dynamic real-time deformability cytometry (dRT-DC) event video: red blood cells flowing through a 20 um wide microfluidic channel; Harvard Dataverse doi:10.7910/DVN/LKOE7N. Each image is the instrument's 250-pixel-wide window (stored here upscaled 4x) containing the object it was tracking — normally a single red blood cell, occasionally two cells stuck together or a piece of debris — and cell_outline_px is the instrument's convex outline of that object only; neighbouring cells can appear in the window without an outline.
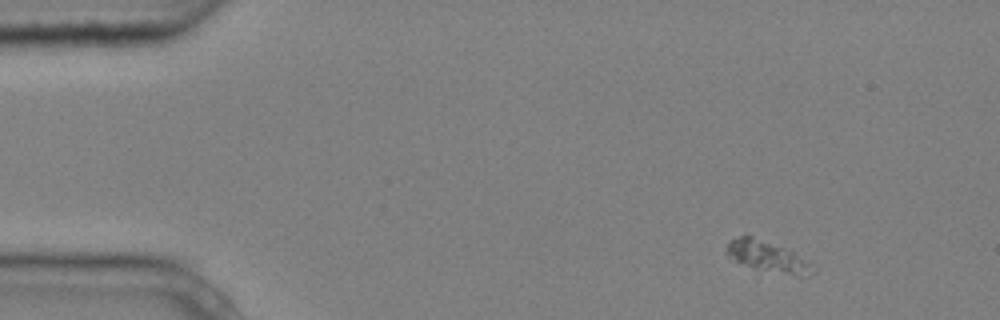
{"species": "common noctule bat (a hibernating species)", "species_latin": "Nyctalus noctula", "temperature_condition": "cold", "stored_images_in_passage": 8, "camera_frame_rate_fps": 3000, "um_per_image_px": 0.085, "animal": {"sex": "male", "body_mass_g": 20.4}, "frame": {"image": 1, "passage_image": 1, "time_ms": 0.0, "image_size_px": [1000, 320], "cell_outline_px": [[816, 268], [808, 276], [800, 276], [756, 268], [736, 260], [728, 256], [724, 252], [728, 244], [732, 240], [740, 236], [752, 236], [792, 248], [812, 264]], "centroid_in_image_um": [65.33, 21.77], "position_along_channel_um": 19.7, "area_um2": 15.55}}